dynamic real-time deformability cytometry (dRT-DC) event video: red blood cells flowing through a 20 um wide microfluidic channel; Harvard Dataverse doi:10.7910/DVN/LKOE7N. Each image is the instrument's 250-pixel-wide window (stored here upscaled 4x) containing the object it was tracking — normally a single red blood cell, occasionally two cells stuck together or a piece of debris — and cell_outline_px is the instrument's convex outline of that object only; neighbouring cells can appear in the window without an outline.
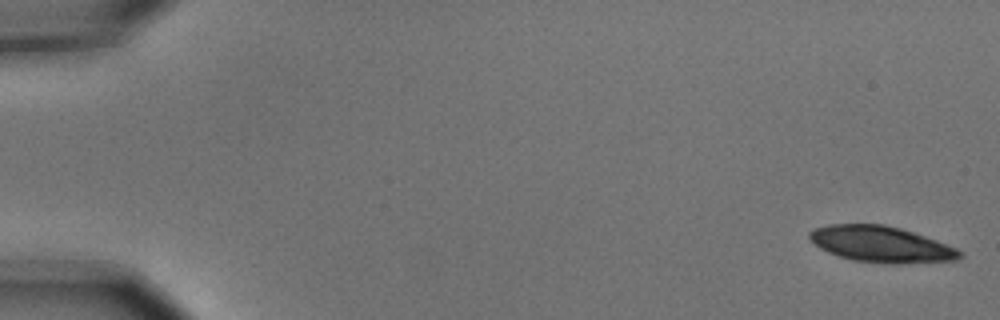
{"species": "common noctule bat (a hibernating species)", "species_latin": "Nyctalus noctula", "temperature_condition": "cold", "stored_images_in_passage": 9, "camera_frame_rate_fps": 3000, "um_per_image_px": 0.085, "animal": {"sex": "male", "body_mass_g": 15.6}, "frame": {"image": 1, "passage_image": 1, "time_ms": 0.0, "image_size_px": [1000, 320], "cell_outline_px": [[964, 256], [956, 260], [896, 264], [892, 264], [852, 260], [828, 252], [820, 248], [808, 236], [808, 232], [812, 228], [828, 224], [884, 224], [900, 228], [936, 240], [956, 248], [964, 252]], "centroid_in_image_um": [74.89, 20.76], "position_along_channel_um": 10.1, "area_um2": 31.56}}
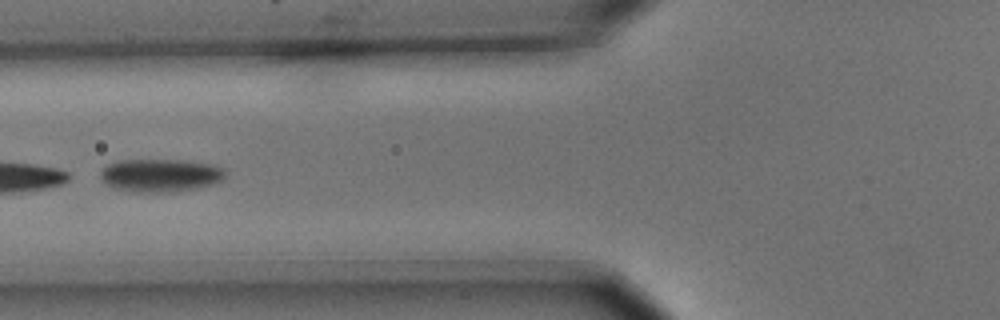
{"frame": {"image": 2, "passage_image": 7, "time_ms": 2.0, "image_size_px": [1000, 320], "cell_outline_px": [[224, 180], [200, 188], [176, 192], [136, 192], [112, 188], [100, 180], [100, 172], [108, 164], [120, 160], [188, 160], [216, 164], [224, 168]], "centroid_in_image_um": [13.66, 14.9], "position_along_channel_um": 112.1, "area_um2": 24.51}}
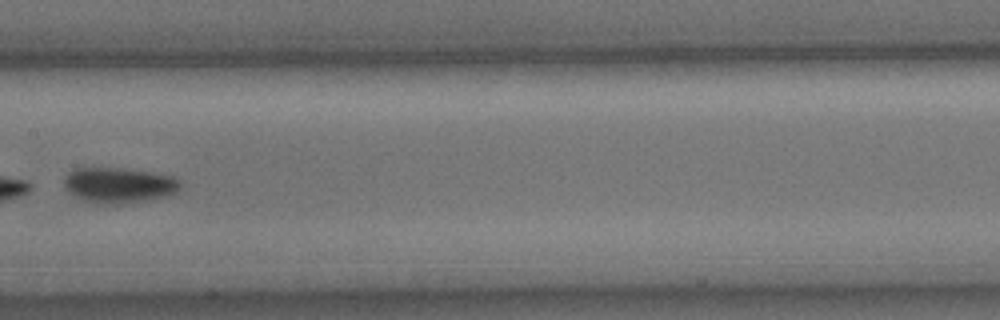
{"frame": {"image": 3, "passage_image": 9, "time_ms": 2.667, "image_size_px": [1000, 320], "cell_outline_px": [[180, 188], [176, 192], [168, 196], [120, 204], [108, 204], [84, 200], [68, 192], [64, 188], [64, 180], [68, 172], [76, 168], [120, 168], [152, 172], [176, 176], [180, 180]], "centroid_in_image_um": [10.13, 15.72], "position_along_channel_um": 197.3, "area_um2": 23.99}}